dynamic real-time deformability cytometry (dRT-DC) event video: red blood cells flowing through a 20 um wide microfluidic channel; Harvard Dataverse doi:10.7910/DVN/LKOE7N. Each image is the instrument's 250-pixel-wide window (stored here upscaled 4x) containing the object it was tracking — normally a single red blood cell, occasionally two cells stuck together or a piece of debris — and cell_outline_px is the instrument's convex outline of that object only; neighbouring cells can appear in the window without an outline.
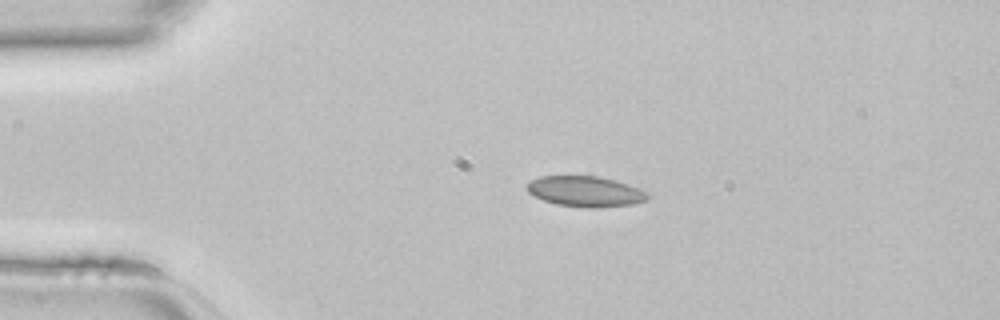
{"species": "common noctule bat (a hibernating species)", "species_latin": "Nyctalus noctula", "temperature_condition": "room temperature", "stored_images_in_passage": 37, "camera_frame_rate_fps": 3000, "um_per_image_px": 0.085, "animal": {"sex": "female", "body_mass_g": 22.7, "forearm_length_mm": 54.2}, "frame": {"image": 1, "passage_image": 1, "time_ms": 0.0, "image_size_px": [1000, 320], "cell_outline_px": [[648, 196], [644, 200], [632, 204], [596, 208], [584, 208], [556, 204], [544, 200], [528, 192], [524, 188], [524, 184], [540, 176], [600, 176], [616, 180], [640, 188], [648, 192]], "centroid_in_image_um": [49.73, 16.26], "position_along_channel_um": 35.3, "area_um2": 21.62}}
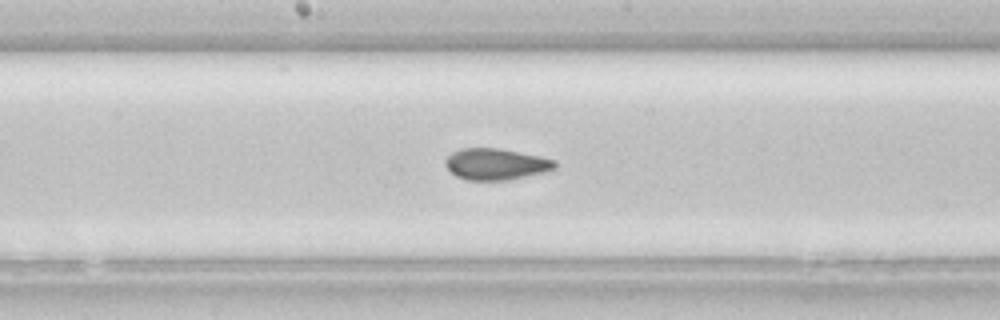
{"frame": {"image": 2, "passage_image": 15, "time_ms": 4.667, "image_size_px": [1000, 320], "cell_outline_px": [[556, 168], [544, 172], [508, 180], [468, 180], [456, 176], [444, 164], [444, 160], [452, 152], [460, 148], [496, 148], [540, 156], [556, 160]], "centroid_in_image_um": [42.14, 13.95], "position_along_channel_um": 206.1, "area_um2": 19.94}}
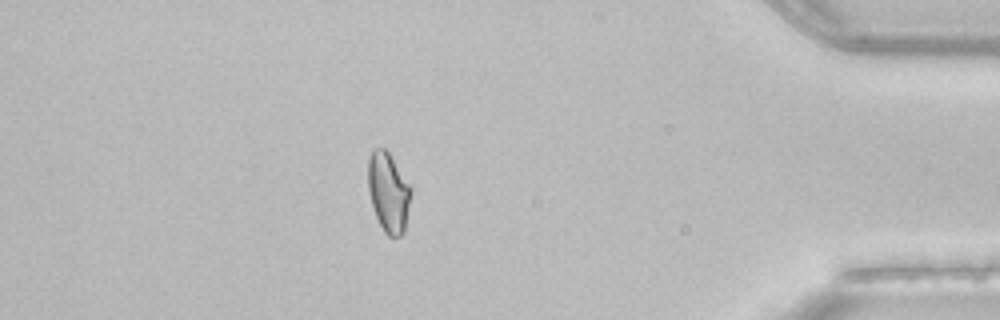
{"frame": {"image": 3, "passage_image": 31, "time_ms": 10.0, "image_size_px": [1000, 320], "cell_outline_px": [[412, 192], [404, 232], [400, 236], [388, 236], [384, 232], [376, 216], [368, 192], [368, 160], [372, 148], [384, 148], [388, 152], [412, 188]], "centroid_in_image_um": [33.01, 16.34], "position_along_channel_um": 402.2, "area_um2": 19.88}}